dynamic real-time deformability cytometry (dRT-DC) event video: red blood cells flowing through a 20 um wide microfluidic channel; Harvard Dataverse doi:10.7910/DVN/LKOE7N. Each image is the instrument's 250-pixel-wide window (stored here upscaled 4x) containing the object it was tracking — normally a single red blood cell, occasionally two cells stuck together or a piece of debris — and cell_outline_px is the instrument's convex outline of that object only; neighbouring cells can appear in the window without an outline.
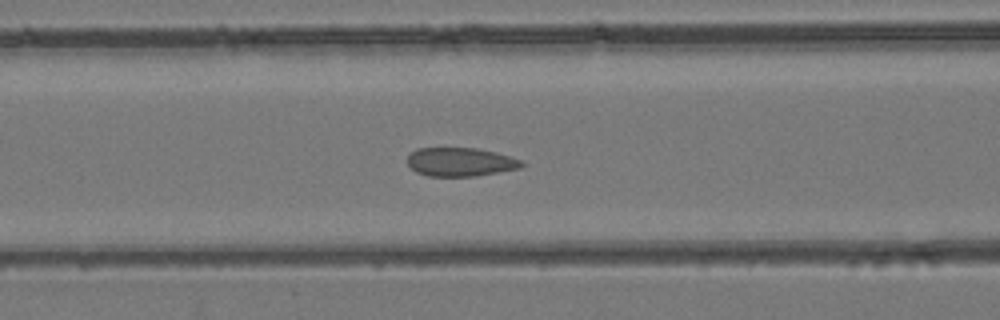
{"species": "common noctule bat (a hibernating species)", "species_latin": "Nyctalus noctula", "temperature_condition": "room temperature", "stored_images_in_passage": 35, "camera_frame_rate_fps": 3000, "um_per_image_px": 0.085, "animal": {"sex": "female", "body_mass_g": 24.6, "forearm_length_mm": 56.2}, "frame": {"image": 1, "passage_image": 13, "time_ms": 4.0, "image_size_px": [1000, 320], "cell_outline_px": [[524, 164], [520, 168], [472, 176], [428, 176], [416, 172], [408, 164], [408, 156], [416, 148], [476, 148], [496, 152], [520, 160]], "centroid_in_image_um": [39.1, 13.76], "position_along_channel_um": 127.5, "area_um2": 18.84}}
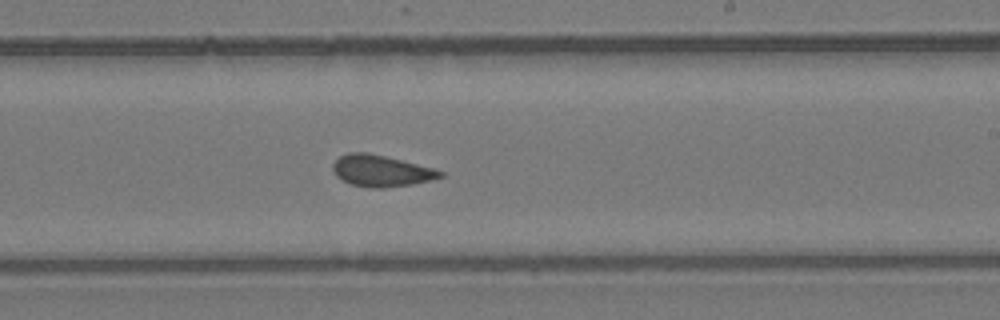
{"frame": {"image": 2, "passage_image": 22, "time_ms": 7.0, "image_size_px": [1000, 320], "cell_outline_px": [[444, 176], [412, 184], [384, 188], [368, 188], [352, 184], [336, 176], [332, 168], [332, 164], [340, 156], [348, 152], [368, 152], [432, 168], [444, 172]], "centroid_in_image_um": [32.35, 14.52], "position_along_channel_um": 256.6, "area_um2": 19.42}}
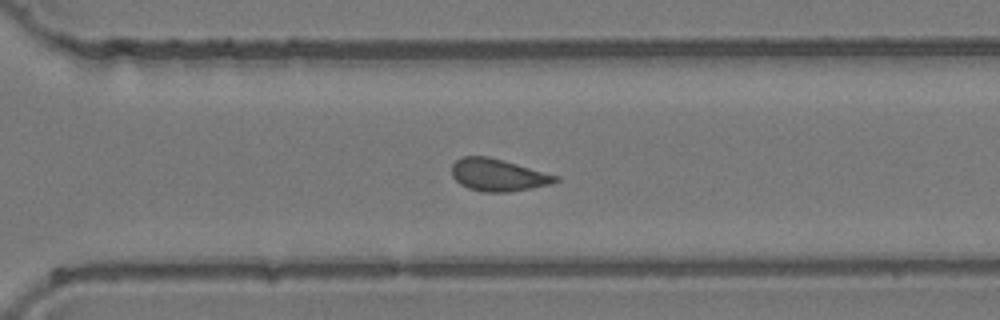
{"frame": {"image": 3, "passage_image": 27, "time_ms": 8.667, "image_size_px": [1000, 320], "cell_outline_px": [[560, 180], [552, 184], [532, 188], [508, 192], [484, 192], [468, 188], [460, 184], [452, 176], [452, 164], [456, 160], [464, 156], [488, 156], [560, 176]], "centroid_in_image_um": [42.35, 14.88], "position_along_channel_um": 328.3, "area_um2": 19.54}}